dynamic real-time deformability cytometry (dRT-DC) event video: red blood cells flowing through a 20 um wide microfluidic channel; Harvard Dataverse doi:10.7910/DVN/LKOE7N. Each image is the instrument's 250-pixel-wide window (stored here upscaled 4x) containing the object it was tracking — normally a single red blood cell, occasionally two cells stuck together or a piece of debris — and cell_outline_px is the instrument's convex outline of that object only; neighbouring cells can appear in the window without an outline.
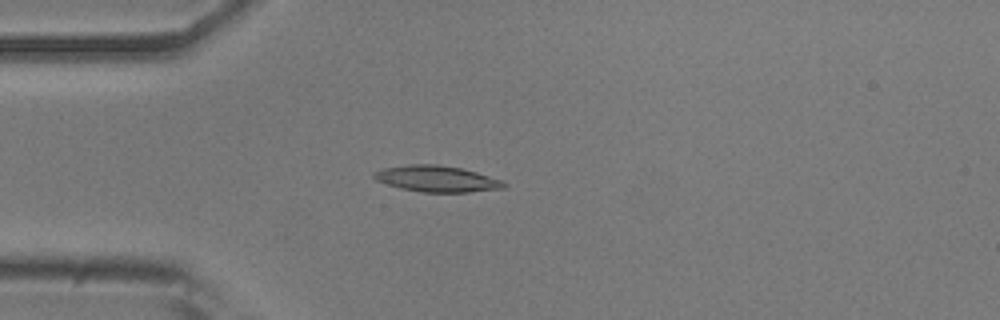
{"species": "common noctule bat (a hibernating species)", "species_latin": "Nyctalus noctula", "temperature_condition": "room temperature", "stored_images_in_passage": 42, "camera_frame_rate_fps": 3000, "um_per_image_px": 0.085, "animal": {"sex": "male", "body_mass_g": 20.5, "forearm_length_mm": 52.5}, "frame": {"image": 1, "passage_image": 2, "time_ms": 0.333, "image_size_px": [1000, 320], "cell_outline_px": [[508, 184], [504, 188], [468, 192], [424, 192], [400, 188], [376, 180], [372, 176], [372, 172], [384, 168], [408, 164], [440, 164], [460, 168], [476, 172], [500, 180]], "centroid_in_image_um": [37.1, 15.19], "position_along_channel_um": 47.9, "area_um2": 19.71}}
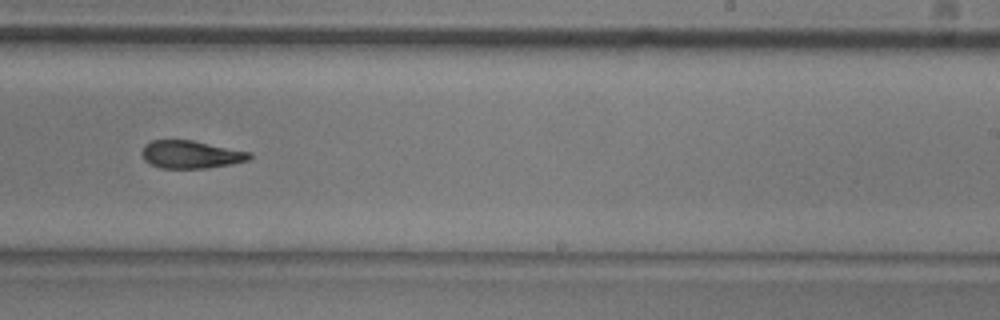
{"frame": {"image": 2, "passage_image": 21, "time_ms": 6.667, "image_size_px": [1000, 320], "cell_outline_px": [[252, 156], [248, 160], [232, 164], [208, 168], [160, 168], [144, 160], [140, 152], [144, 144], [152, 140], [192, 140], [252, 152]], "centroid_in_image_um": [16.22, 13.13], "position_along_channel_um": 272.8, "area_um2": 17.57}}
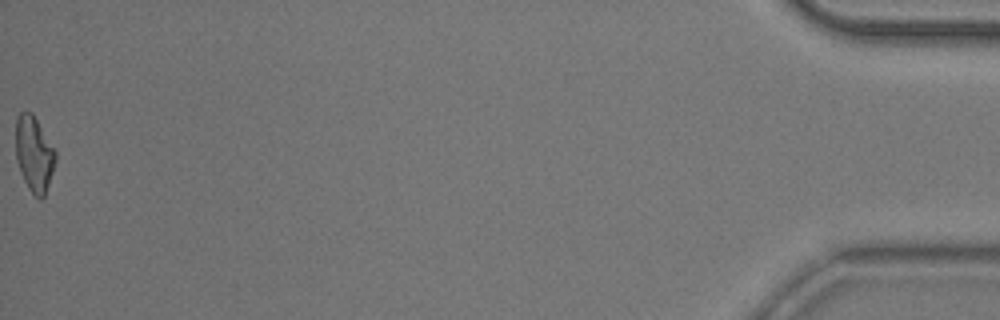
{"frame": {"image": 3, "passage_image": 42, "time_ms": 13.667, "image_size_px": [1000, 320], "cell_outline_px": [[56, 160], [44, 196], [40, 200], [28, 188], [20, 172], [16, 160], [16, 116], [20, 112], [32, 112], [56, 152]], "centroid_in_image_um": [2.88, 13.07], "position_along_channel_um": 432.3, "area_um2": 17.28}, "authors_computed_cell_mechanics": {"area_um2": 17.9758, "velocity_mm_per_s": 3.7411, "shape_relaxation_time_tau1_ms": 6.4423, "shape_relaxation_time_tau2_ms": 4.8605, "deformation_change_tau1": 0.1809, "deformation_change_tau2": 0.1404}}